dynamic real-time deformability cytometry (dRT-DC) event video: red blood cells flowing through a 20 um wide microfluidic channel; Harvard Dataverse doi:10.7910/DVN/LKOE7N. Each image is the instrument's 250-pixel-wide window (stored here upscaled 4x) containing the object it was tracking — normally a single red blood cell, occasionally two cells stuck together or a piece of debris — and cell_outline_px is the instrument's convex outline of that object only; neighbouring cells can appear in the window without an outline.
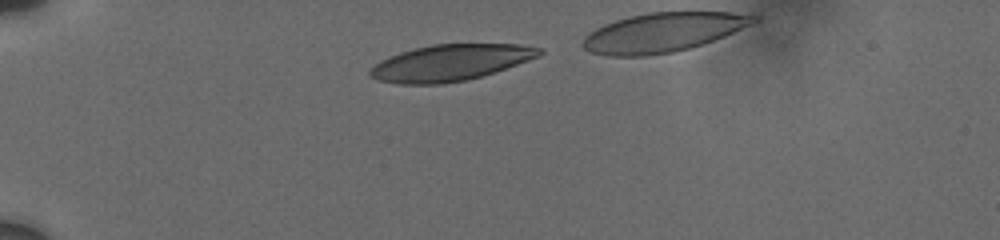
{"species": "human", "species_latin": "Homo sapiens", "temperature_condition": "cold", "stored_images_in_passage": 8, "camera_frame_rate_fps": 3000, "um_per_image_px": 0.085, "donor": {"sex": "male"}, "frame": {"image": 1, "passage_image": 1, "time_ms": 0.0, "image_size_px": [1000, 240], "cell_outline_px": [[544, 52], [540, 56], [480, 76], [464, 80], [440, 84], [400, 84], [380, 80], [368, 76], [368, 72], [380, 60], [400, 52], [432, 44], [520, 44], [540, 48]], "centroid_in_image_um": [38.26, 5.32], "position_along_channel_um": 46.7, "area_um2": 35.32}}
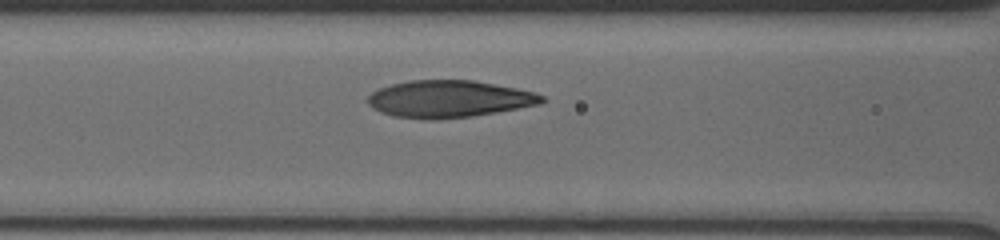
{"frame": {"image": 2, "passage_image": 6, "time_ms": 3.333, "image_size_px": [1000, 240], "cell_outline_px": [[544, 100], [540, 104], [496, 112], [472, 116], [436, 120], [428, 120], [392, 116], [380, 112], [372, 108], [368, 104], [368, 96], [372, 92], [380, 88], [392, 84], [412, 80], [472, 80], [516, 88], [536, 92], [544, 96]], "centroid_in_image_um": [38.15, 8.42], "position_along_channel_um": 128.5, "area_um2": 37.63}}
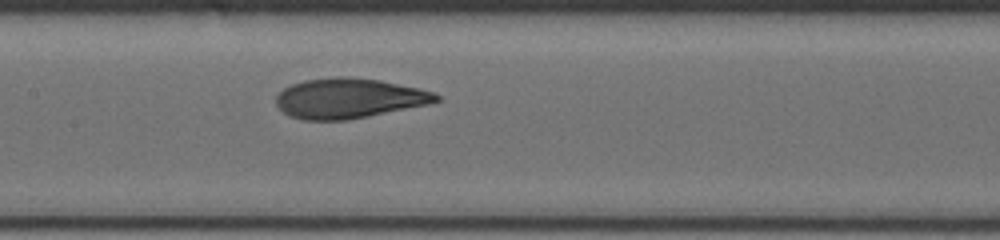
{"frame": {"image": 3, "passage_image": 8, "time_ms": 4.667, "image_size_px": [1000, 240], "cell_outline_px": [[440, 100], [428, 104], [348, 120], [304, 120], [288, 116], [276, 104], [276, 96], [284, 88], [292, 84], [304, 80], [332, 76], [344, 76], [380, 80], [420, 88], [436, 92], [440, 96]], "centroid_in_image_um": [29.66, 8.35], "position_along_channel_um": 177.7, "area_um2": 37.45}}